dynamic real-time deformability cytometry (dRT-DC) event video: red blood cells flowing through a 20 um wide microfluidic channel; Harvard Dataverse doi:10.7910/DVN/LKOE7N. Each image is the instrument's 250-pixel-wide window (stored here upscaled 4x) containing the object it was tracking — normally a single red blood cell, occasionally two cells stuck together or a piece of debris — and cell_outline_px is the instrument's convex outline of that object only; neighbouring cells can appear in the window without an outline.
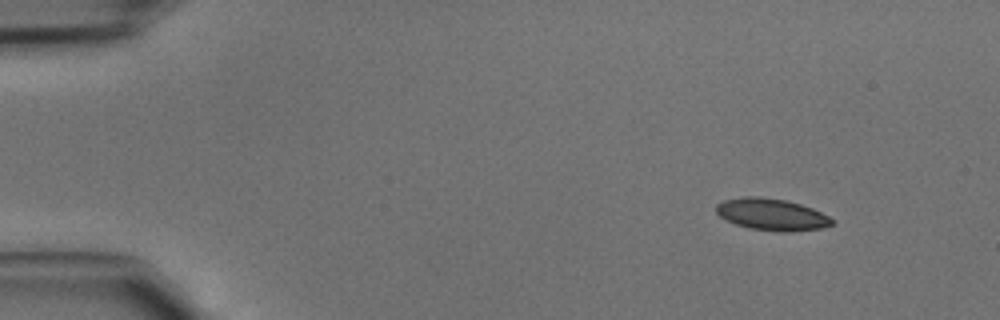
{"species": "common noctule bat (a hibernating species)", "species_latin": "Nyctalus noctula", "temperature_condition": "cold", "stored_images_in_passage": 12, "camera_frame_rate_fps": 3000, "um_per_image_px": 0.085, "animal": {"sex": "male", "body_mass_g": 15.6}, "frame": {"image": 1, "passage_image": 1, "time_ms": 0.0, "image_size_px": [1000, 320], "cell_outline_px": [[832, 224], [820, 228], [788, 232], [780, 232], [752, 228], [736, 224], [720, 216], [716, 212], [716, 204], [724, 200], [748, 196], [756, 196], [784, 200], [800, 204], [812, 208], [828, 216], [832, 220]], "centroid_in_image_um": [65.58, 18.22], "position_along_channel_um": 19.4, "area_um2": 21.04}}
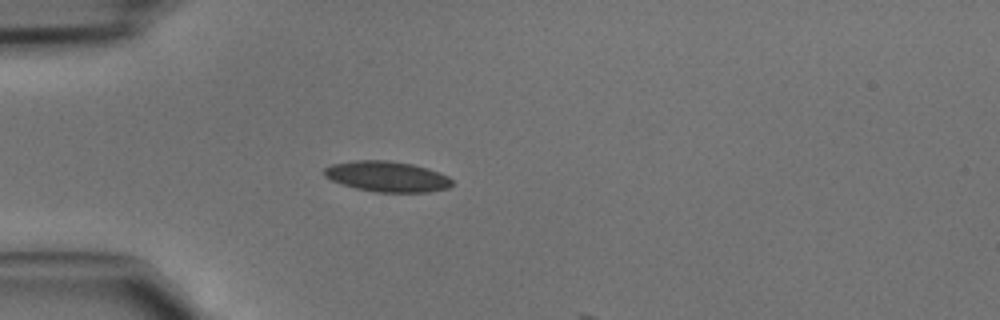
{"frame": {"image": 2, "passage_image": 9, "time_ms": 2.667, "image_size_px": [1000, 320], "cell_outline_px": [[452, 184], [448, 188], [428, 192], [376, 192], [356, 188], [332, 180], [324, 176], [324, 168], [332, 164], [356, 160], [388, 160], [412, 164], [428, 168], [448, 176], [452, 180]], "centroid_in_image_um": [32.91, 15.0], "position_along_channel_um": 52.1, "area_um2": 22.66}}